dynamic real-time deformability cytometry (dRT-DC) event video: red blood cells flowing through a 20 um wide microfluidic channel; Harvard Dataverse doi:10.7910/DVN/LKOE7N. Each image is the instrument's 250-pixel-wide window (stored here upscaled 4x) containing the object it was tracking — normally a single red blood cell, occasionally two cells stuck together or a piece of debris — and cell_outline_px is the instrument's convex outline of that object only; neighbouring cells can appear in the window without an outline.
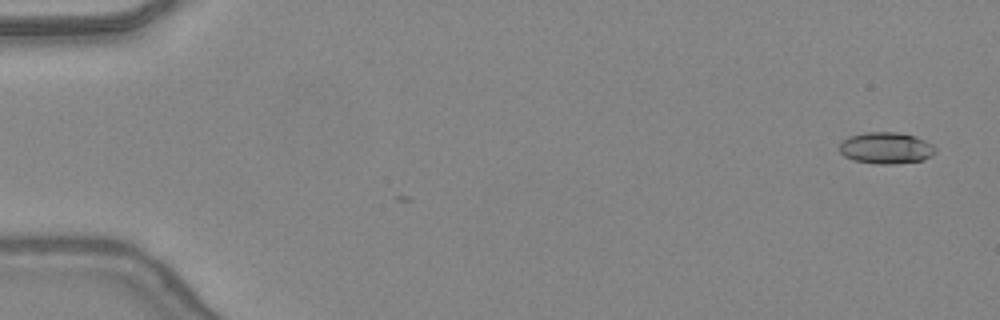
{"species": "common noctule bat (a hibernating species)", "species_latin": "Nyctalus noctula", "temperature_condition": "warm", "stored_images_in_passage": 3, "camera_frame_rate_fps": 3000, "um_per_image_px": 0.085, "animal": {"sex": "female", "body_mass_g": 24.6, "forearm_length_mm": 56.2}, "frame": {"image": 1, "passage_image": 1, "time_ms": 0.0, "image_size_px": [1000, 320], "cell_outline_px": [[936, 152], [932, 156], [924, 160], [896, 164], [876, 164], [852, 160], [844, 156], [840, 152], [840, 144], [848, 136], [868, 132], [900, 132], [916, 136], [932, 144], [936, 148]], "centroid_in_image_um": [75.34, 12.59], "position_along_channel_um": 9.7, "area_um2": 17.86}}